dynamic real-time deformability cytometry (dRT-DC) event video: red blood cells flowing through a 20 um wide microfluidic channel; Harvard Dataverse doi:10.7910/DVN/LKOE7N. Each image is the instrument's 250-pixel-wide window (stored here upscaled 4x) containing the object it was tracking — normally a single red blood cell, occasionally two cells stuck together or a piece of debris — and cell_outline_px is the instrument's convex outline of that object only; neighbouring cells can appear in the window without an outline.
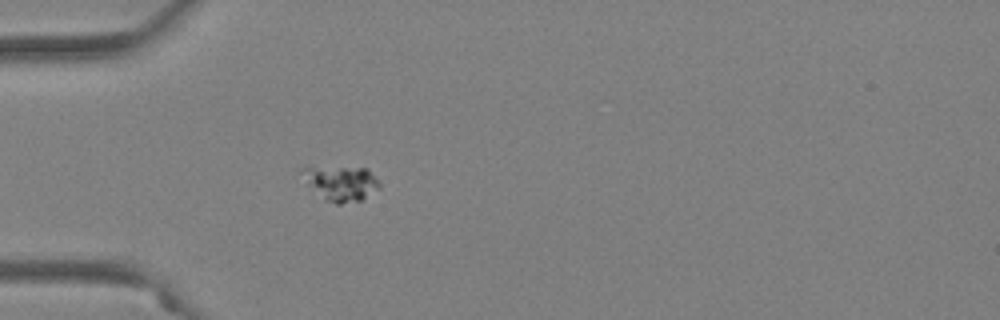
{"species": "Egyptian fruit bat (a non-hibernating species)", "species_latin": "Rousettus aegyptiacus", "temperature_condition": "warm", "stored_images_in_passage": 37, "camera_frame_rate_fps": 3000, "um_per_image_px": 0.085, "animal": {"sex": "female"}, "frame": {"image": 1, "passage_image": 1, "time_ms": 0.0, "image_size_px": [1000, 320], "cell_outline_px": [[380, 188], [360, 200], [340, 204], [336, 204], [324, 200], [308, 184], [300, 172], [300, 168], [368, 168], [380, 184]], "centroid_in_image_um": [29.0, 15.59], "position_along_channel_um": 56.0, "area_um2": 15.32}}
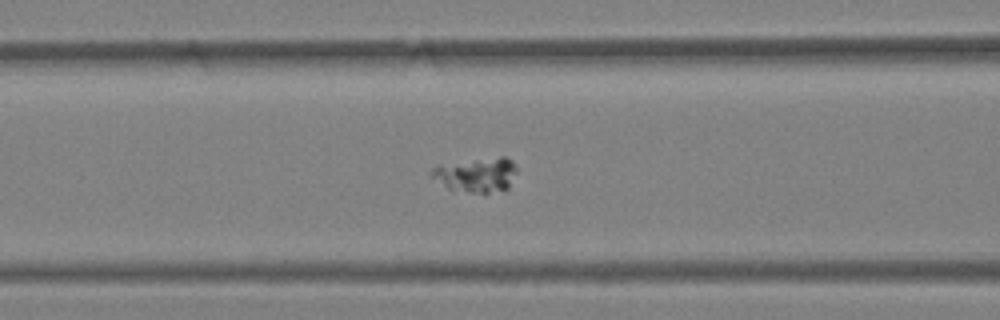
{"frame": {"image": 2, "passage_image": 7, "time_ms": 2.0, "image_size_px": [1000, 320], "cell_outline_px": [[516, 172], [508, 188], [504, 192], [484, 196], [452, 192], [428, 176], [428, 172], [436, 164], [500, 156], [504, 156], [512, 160], [516, 168]], "centroid_in_image_um": [40.42, 14.93], "position_along_channel_um": 126.2, "area_um2": 18.61}}
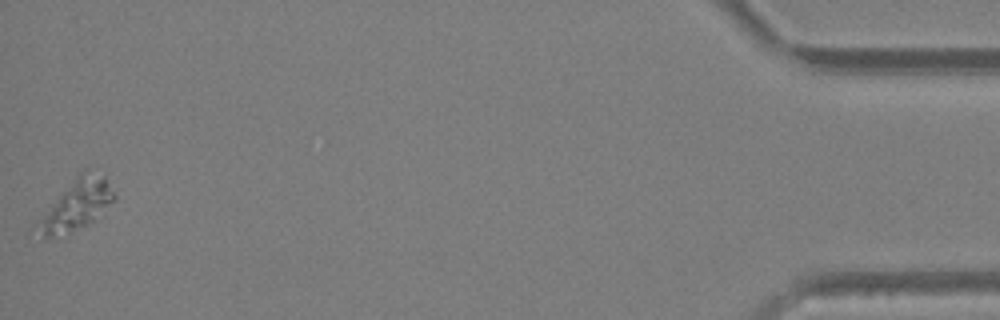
{"frame": {"image": 3, "passage_image": 37, "time_ms": 12.0, "image_size_px": [1000, 320], "cell_outline_px": [[116, 200], [88, 224], [68, 232], [52, 236], [44, 236], [28, 232], [32, 224], [80, 172], [84, 168], [104, 176], [116, 196]], "centroid_in_image_um": [6.43, 17.44], "position_along_channel_um": 428.8, "area_um2": 22.43}}